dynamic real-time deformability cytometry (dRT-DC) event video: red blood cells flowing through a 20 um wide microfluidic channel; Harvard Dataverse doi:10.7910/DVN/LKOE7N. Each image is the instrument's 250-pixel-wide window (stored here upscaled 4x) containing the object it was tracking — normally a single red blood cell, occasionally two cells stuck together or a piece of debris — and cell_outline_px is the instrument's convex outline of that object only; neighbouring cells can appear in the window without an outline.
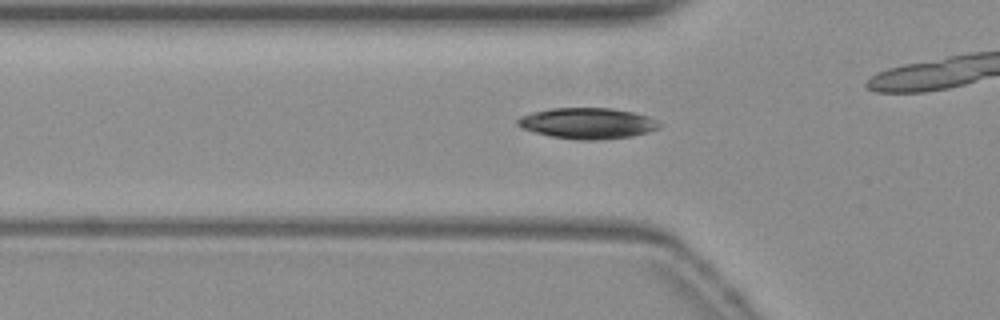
{"species": "common noctule bat (a hibernating species)", "species_latin": "Nyctalus noctula", "temperature_condition": "warm", "stored_images_in_passage": 30, "camera_frame_rate_fps": 3000, "um_per_image_px": 0.085, "animal": {"sex": "female", "body_mass_g": 19.3, "forearm_length_mm": 54.1}, "frame": {"image": 1, "passage_image": 9, "time_ms": 2.667, "image_size_px": [1000, 320], "cell_outline_px": [[664, 124], [660, 128], [648, 132], [632, 136], [600, 140], [576, 140], [552, 136], [520, 128], [516, 124], [516, 120], [520, 116], [532, 112], [548, 108], [612, 108], [632, 112], [648, 116]], "centroid_in_image_um": [49.95, 10.48], "position_along_channel_um": 75.9, "area_um2": 25.78}}
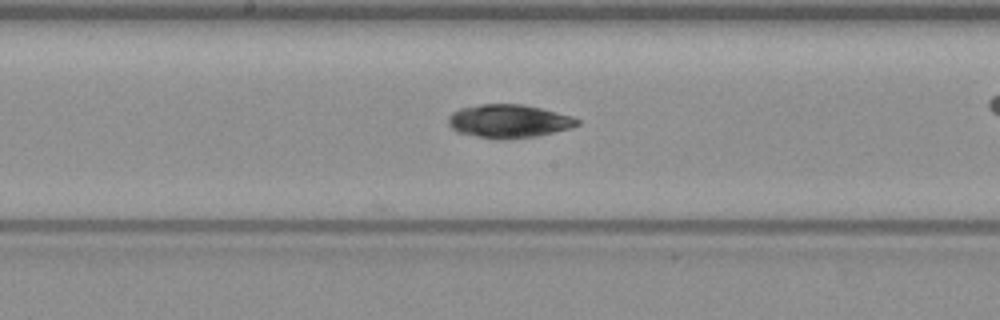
{"frame": {"image": 2, "passage_image": 19, "time_ms": 6.0, "image_size_px": [1000, 320], "cell_outline_px": [[580, 124], [568, 128], [536, 136], [504, 140], [496, 140], [456, 132], [448, 124], [448, 116], [452, 112], [460, 108], [480, 104], [524, 104], [572, 116], [580, 120]], "centroid_in_image_um": [43.2, 10.3], "position_along_channel_um": 205.0, "area_um2": 25.14}}
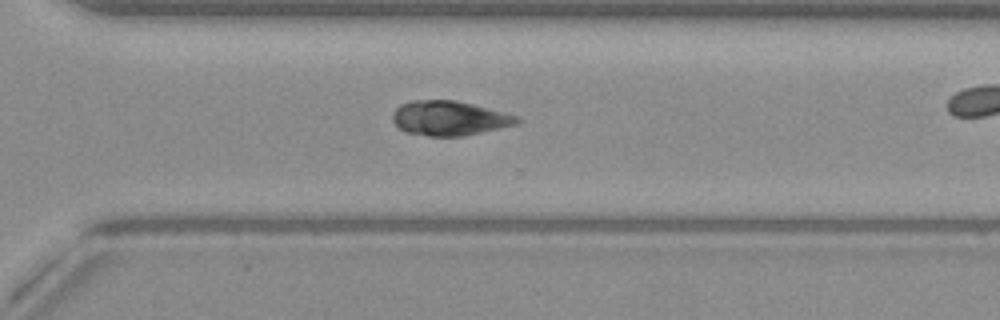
{"frame": {"image": 3, "passage_image": 29, "time_ms": 9.333, "image_size_px": [1000, 320], "cell_outline_px": [[520, 124], [464, 136], [428, 136], [404, 132], [392, 120], [392, 112], [400, 104], [412, 100], [456, 100], [520, 116]], "centroid_in_image_um": [38.21, 10.05], "position_along_channel_um": 332.4, "area_um2": 25.32}}